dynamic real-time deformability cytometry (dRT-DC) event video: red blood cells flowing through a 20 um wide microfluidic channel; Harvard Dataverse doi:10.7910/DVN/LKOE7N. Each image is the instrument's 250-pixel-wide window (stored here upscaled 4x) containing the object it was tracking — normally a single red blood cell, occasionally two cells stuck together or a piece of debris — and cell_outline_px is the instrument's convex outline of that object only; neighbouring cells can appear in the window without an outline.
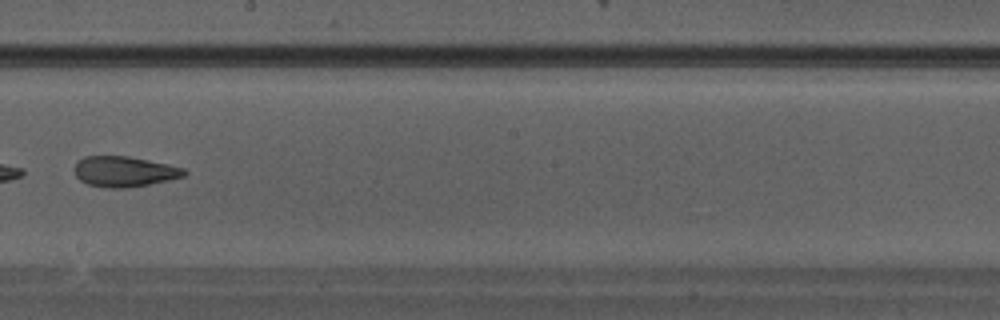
{"species": "Egyptian fruit bat (a non-hibernating species)", "species_latin": "Rousettus aegyptiacus", "temperature_condition": "warm", "stored_images_in_passage": 34, "camera_frame_rate_fps": 3000, "um_per_image_px": 0.085, "animal": {"sex": "male"}, "frame": {"image": 1, "passage_image": 20, "time_ms": 6.333, "image_size_px": [1000, 320], "cell_outline_px": [[188, 172], [184, 176], [168, 180], [148, 184], [124, 188], [108, 188], [88, 184], [80, 180], [76, 176], [76, 164], [84, 156], [128, 156], [148, 160], [184, 168]], "centroid_in_image_um": [10.57, 14.58], "position_along_channel_um": 237.6, "area_um2": 19.19}}